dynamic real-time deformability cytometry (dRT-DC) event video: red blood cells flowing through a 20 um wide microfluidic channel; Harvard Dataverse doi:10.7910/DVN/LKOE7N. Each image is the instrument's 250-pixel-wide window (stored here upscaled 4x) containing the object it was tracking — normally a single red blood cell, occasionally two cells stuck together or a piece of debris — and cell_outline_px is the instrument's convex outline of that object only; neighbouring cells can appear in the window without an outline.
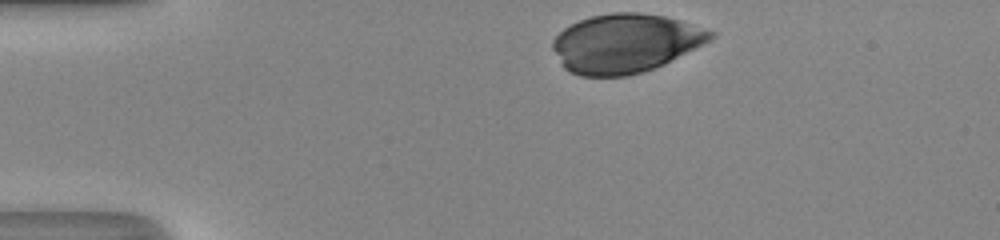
{"species": "human", "species_latin": "Homo sapiens", "temperature_condition": "room temperature", "stored_images_in_passage": 31, "camera_frame_rate_fps": 3000, "um_per_image_px": 0.085, "donor": {"sex": "male"}, "frame": {"image": 1, "passage_image": 1, "time_ms": 0.0, "image_size_px": [1000, 240], "cell_outline_px": [[716, 36], [664, 64], [628, 76], [580, 76], [568, 72], [564, 68], [552, 48], [552, 40], [564, 28], [580, 20], [592, 16], [612, 12], [640, 12], [664, 16], [680, 20], [716, 32]], "centroid_in_image_um": [53.12, 3.67], "position_along_channel_um": 31.9, "area_um2": 53.81}}